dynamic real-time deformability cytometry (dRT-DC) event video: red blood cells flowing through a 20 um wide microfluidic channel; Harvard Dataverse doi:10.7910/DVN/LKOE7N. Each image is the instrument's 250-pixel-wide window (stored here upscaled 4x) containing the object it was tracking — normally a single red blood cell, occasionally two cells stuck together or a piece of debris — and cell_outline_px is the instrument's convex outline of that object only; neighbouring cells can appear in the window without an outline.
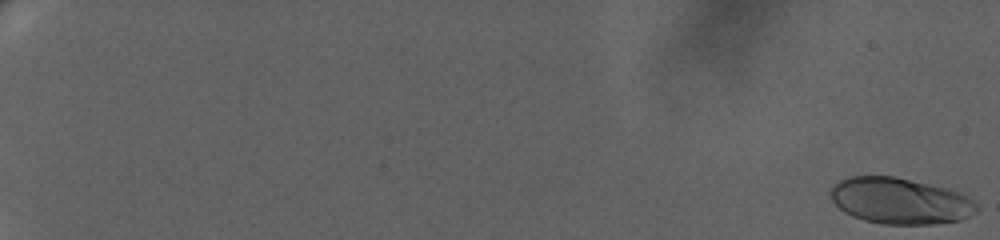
{"species": "human", "species_latin": "Homo sapiens", "temperature_condition": "warm", "stored_images_in_passage": 68, "camera_frame_rate_fps": 3000, "um_per_image_px": 0.085, "donor": {"sex": "female"}, "frame": {"image": 1, "passage_image": 1, "time_ms": 0.0, "image_size_px": [1000, 240], "cell_outline_px": [[980, 208], [968, 216], [960, 220], [932, 224], [884, 224], [864, 220], [852, 216], [844, 212], [832, 200], [828, 192], [840, 180], [848, 176], [896, 176], [948, 188], [960, 192], [976, 200]], "centroid_in_image_um": [76.53, 17.06], "position_along_channel_um": 8.5, "area_um2": 39.59}}
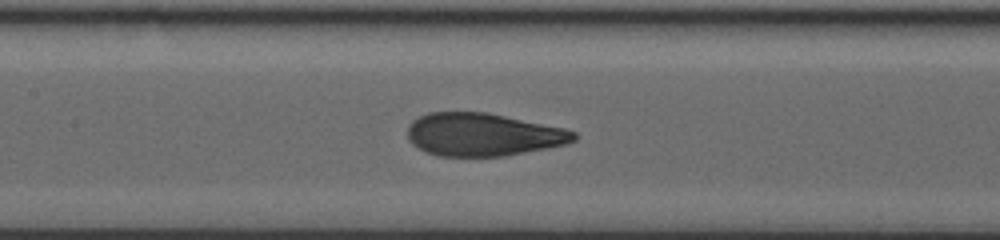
{"frame": {"image": 2, "passage_image": 38, "time_ms": 12.333, "image_size_px": [1000, 240], "cell_outline_px": [[576, 140], [564, 144], [504, 156], [436, 156], [424, 152], [412, 144], [408, 140], [408, 124], [412, 120], [428, 112], [488, 112], [564, 128], [576, 132]], "centroid_in_image_um": [41.0, 11.43], "position_along_channel_um": 166.4, "area_um2": 41.62}}
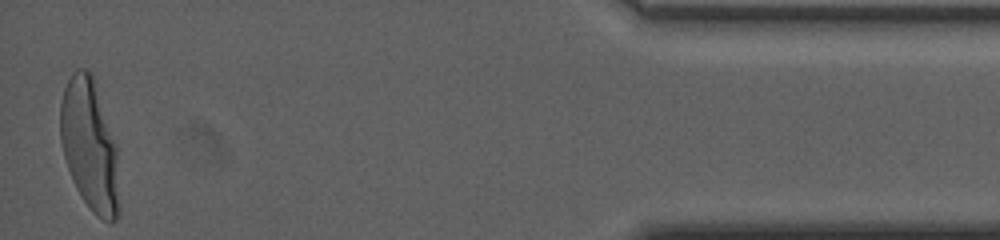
{"frame": {"image": 3, "passage_image": 67, "time_ms": 22.0, "image_size_px": [1000, 240], "cell_outline_px": [[120, 216], [112, 224], [108, 224], [96, 216], [92, 212], [80, 196], [72, 180], [64, 156], [60, 140], [60, 104], [64, 88], [72, 72], [76, 68], [84, 68], [92, 72], [116, 144], [120, 208]], "centroid_in_image_um": [7.63, 12.4], "position_along_channel_um": 427.6, "area_um2": 45.78}, "authors_computed_cell_mechanics": {"area_um2": 41.7605, "velocity_mm_per_s": 3.3283, "shape_relaxation_time_tau1_ms": 5.4285, "shape_relaxation_time_tau2_ms": null, "deformation_change_tau1": 0.2577, "deformation_change_tau2": null}}